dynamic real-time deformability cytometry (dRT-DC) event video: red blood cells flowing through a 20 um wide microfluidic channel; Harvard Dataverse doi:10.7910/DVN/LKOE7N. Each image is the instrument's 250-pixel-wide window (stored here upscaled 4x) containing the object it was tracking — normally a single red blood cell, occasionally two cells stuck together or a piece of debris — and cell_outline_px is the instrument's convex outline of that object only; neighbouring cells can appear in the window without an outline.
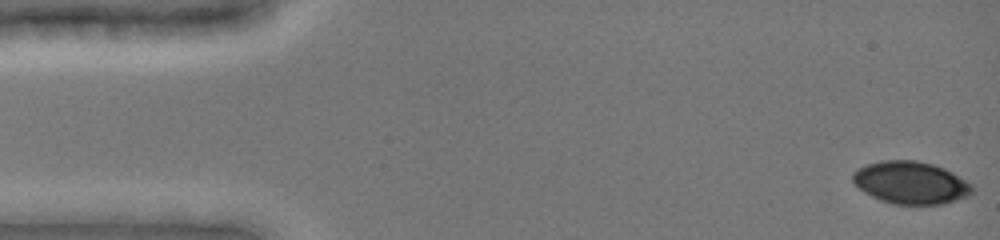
{"species": "common noctule bat (a hibernating species)", "species_latin": "Nyctalus noctula", "temperature_condition": "cold", "stored_images_in_passage": 95, "camera_frame_rate_fps": 3000, "um_per_image_px": 0.085, "animal": {"sex": "female", "body_mass_g": 19.0, "forearm_length_mm": 51.5}, "frame": {"image": 1, "passage_image": 1, "time_ms": 0.0, "image_size_px": [1000, 240], "cell_outline_px": [[972, 192], [968, 196], [944, 204], [892, 204], [880, 200], [864, 192], [852, 180], [852, 172], [868, 164], [880, 160], [916, 160], [932, 164], [944, 168], [952, 172], [972, 184]], "centroid_in_image_um": [77.41, 15.53], "position_along_channel_um": 7.6, "area_um2": 29.48}}
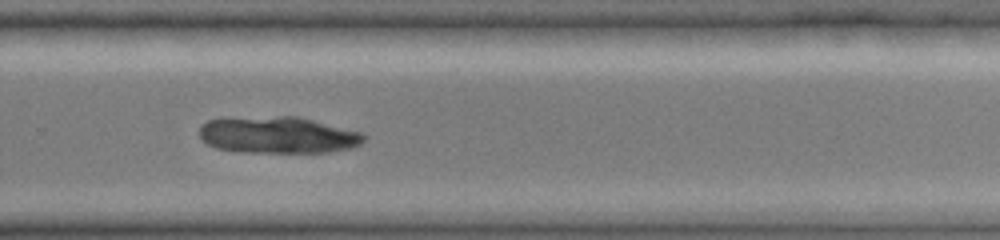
{"frame": {"image": 2, "passage_image": 65, "time_ms": 10.667, "image_size_px": [1000, 240], "cell_outline_px": [[368, 136], [360, 144], [352, 148], [328, 152], [240, 152], [216, 148], [208, 144], [200, 136], [200, 124], [208, 120], [220, 116], [296, 116], [364, 132]], "centroid_in_image_um": [23.6, 11.45], "position_along_channel_um": 306.2, "area_um2": 35.95}}
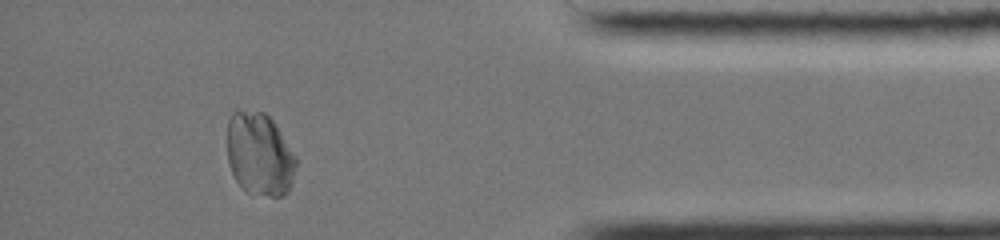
{"frame": {"image": 3, "passage_image": 86, "time_ms": 14.0, "image_size_px": [1000, 240], "cell_outline_px": [[296, 168], [292, 184], [288, 192], [284, 196], [272, 196], [248, 192], [236, 180], [228, 164], [228, 120], [232, 112], [236, 108], [264, 112], [272, 120], [296, 156]], "centroid_in_image_um": [22.06, 13.09], "position_along_channel_um": 413.1, "area_um2": 33.41}}